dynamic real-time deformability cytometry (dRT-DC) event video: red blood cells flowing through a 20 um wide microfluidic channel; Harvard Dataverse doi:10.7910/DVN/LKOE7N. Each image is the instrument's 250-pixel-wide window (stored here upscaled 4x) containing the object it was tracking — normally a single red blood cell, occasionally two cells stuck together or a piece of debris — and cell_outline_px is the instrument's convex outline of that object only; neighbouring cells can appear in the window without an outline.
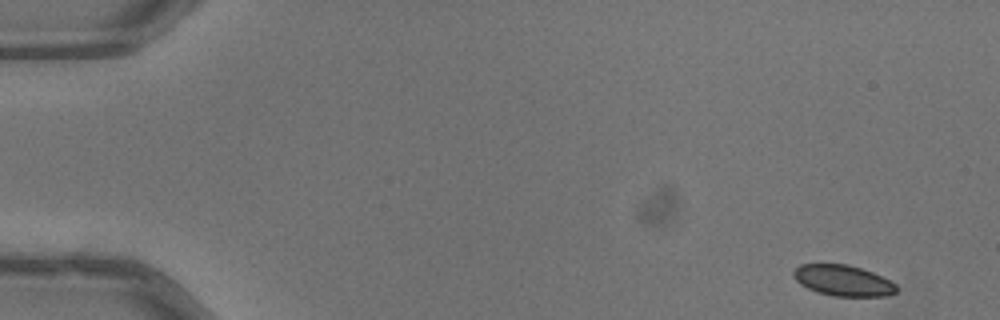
{"species": "common noctule bat (a hibernating species)", "species_latin": "Nyctalus noctula", "temperature_condition": "warm", "stored_images_in_passage": 50, "camera_frame_rate_fps": 3000, "um_per_image_px": 0.085, "animal": {"sex": "male", "body_mass_g": 13.3}, "frame": {"image": 1, "passage_image": 1, "time_ms": 0.0, "image_size_px": [1000, 320], "cell_outline_px": [[900, 288], [896, 292], [888, 296], [832, 296], [816, 292], [800, 284], [792, 276], [792, 272], [800, 264], [848, 264], [872, 272], [896, 284]], "centroid_in_image_um": [71.65, 23.85], "position_along_channel_um": 13.3, "area_um2": 18.61}}
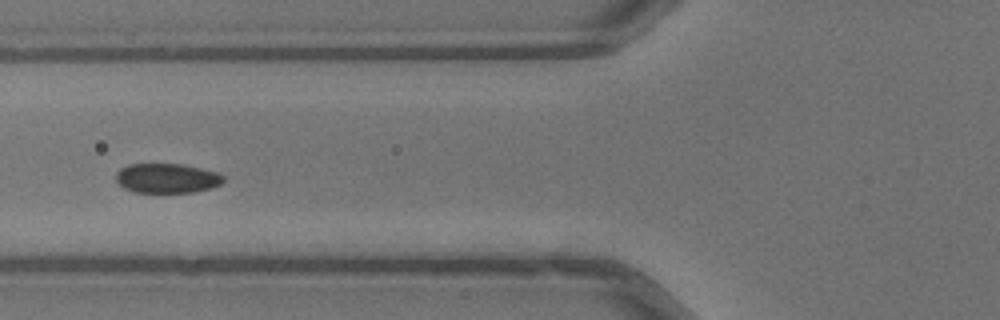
{"frame": {"image": 2, "passage_image": 19, "time_ms": 6.0, "image_size_px": [1000, 320], "cell_outline_px": [[224, 180], [220, 184], [212, 188], [192, 192], [136, 192], [124, 188], [116, 180], [116, 172], [120, 168], [128, 164], [184, 164], [220, 172], [224, 176]], "centroid_in_image_um": [14.22, 15.13], "position_along_channel_um": 111.6, "area_um2": 18.67}}
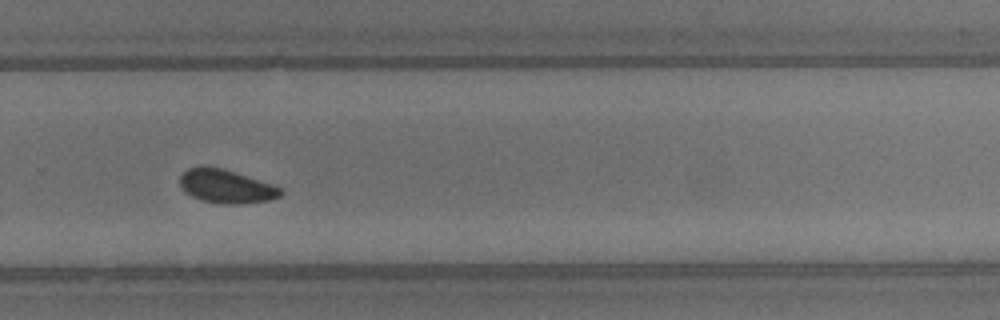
{"frame": {"image": 3, "passage_image": 34, "time_ms": 11.0, "image_size_px": [1000, 320], "cell_outline_px": [[284, 192], [280, 196], [268, 200], [240, 204], [224, 204], [200, 200], [184, 192], [180, 184], [180, 176], [188, 168], [200, 164], [208, 164], [224, 168], [284, 188]], "centroid_in_image_um": [19.21, 15.81], "position_along_channel_um": 310.6, "area_um2": 20.17}, "authors_computed_cell_mechanics": {"area_um2": 19.4497, "velocity_mm_per_s": 3.9868, "shape_relaxation_time_tau1_ms": 1.5122, "shape_relaxation_time_tau2_ms": null, "deformation_change_tau1": 0.0477, "deformation_change_tau2": null}}